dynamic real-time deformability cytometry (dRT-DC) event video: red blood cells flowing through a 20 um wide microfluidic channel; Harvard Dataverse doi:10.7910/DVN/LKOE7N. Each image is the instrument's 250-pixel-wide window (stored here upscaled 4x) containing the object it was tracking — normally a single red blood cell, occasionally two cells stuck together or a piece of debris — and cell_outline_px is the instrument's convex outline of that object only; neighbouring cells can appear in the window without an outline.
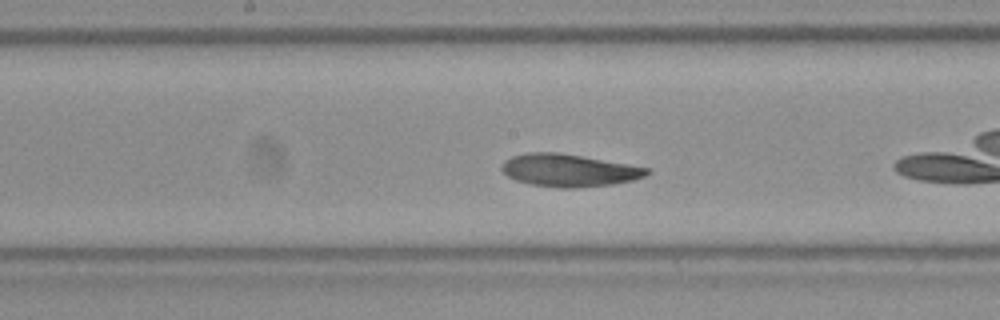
{"species": "Egyptian fruit bat (a non-hibernating species)", "species_latin": "Rousettus aegyptiacus", "temperature_condition": "room temperature", "stored_images_in_passage": 37, "camera_frame_rate_fps": 3000, "um_per_image_px": 0.085, "frame": {"image": 1, "passage_image": 11, "time_ms": 3.333, "image_size_px": [1000, 320], "cell_outline_px": [[652, 172], [644, 176], [632, 180], [612, 184], [576, 188], [560, 188], [532, 184], [516, 180], [508, 176], [500, 168], [504, 160], [512, 156], [528, 152], [556, 152], [580, 156], [648, 168]], "centroid_in_image_um": [48.32, 14.48], "position_along_channel_um": 199.9, "area_um2": 27.17}, "authors_computed_cell_mechanics": {"area_um2": 26.2412, "velocity_mm_per_s": 3.8326, "shape_relaxation_time_tau1_ms": 5.5572, "shape_relaxation_time_tau2_ms": 2.1526, "deformation_change_tau1": 0.1365, "deformation_change_tau2": 0.0655}}